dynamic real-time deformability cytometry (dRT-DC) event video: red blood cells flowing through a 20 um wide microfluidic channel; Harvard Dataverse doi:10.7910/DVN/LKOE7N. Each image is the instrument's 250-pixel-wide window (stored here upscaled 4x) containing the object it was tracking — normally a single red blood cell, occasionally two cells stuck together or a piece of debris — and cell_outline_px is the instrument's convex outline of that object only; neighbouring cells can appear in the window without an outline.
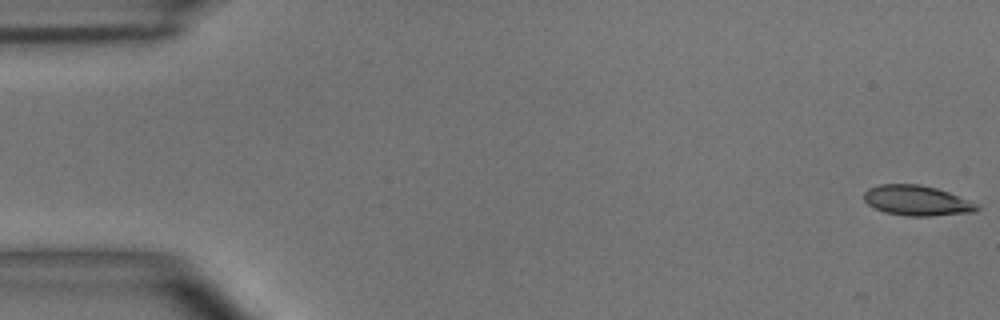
{"species": "common noctule bat (a hibernating species)", "species_latin": "Nyctalus noctula", "temperature_condition": "room temperature", "stored_images_in_passage": 17, "camera_frame_rate_fps": 3000, "um_per_image_px": 0.085, "animal": {"sex": "male", "body_mass_g": 15.6}, "frame": {"image": 1, "passage_image": 1, "time_ms": 0.0, "image_size_px": [1000, 320], "cell_outline_px": [[980, 208], [976, 212], [932, 216], [908, 216], [884, 212], [868, 204], [864, 200], [864, 192], [868, 188], [880, 184], [916, 184], [936, 188], [948, 192], [980, 204]], "centroid_in_image_um": [77.96, 17.05], "position_along_channel_um": 7.0, "area_um2": 19.94}}
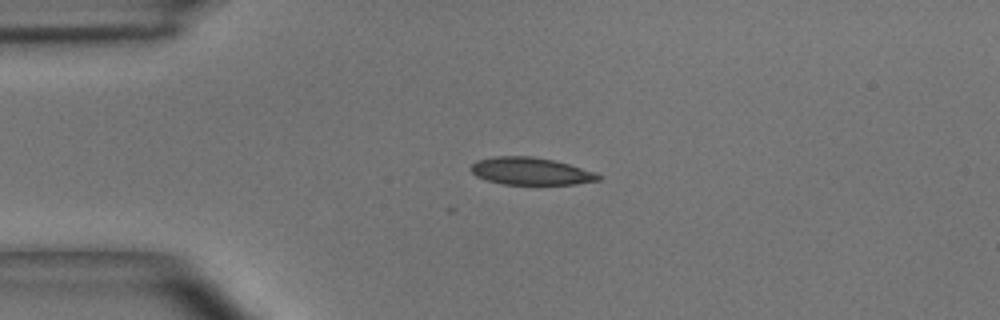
{"frame": {"image": 2, "passage_image": 12, "time_ms": 3.667, "image_size_px": [1000, 320], "cell_outline_px": [[600, 180], [576, 184], [504, 184], [488, 180], [476, 176], [468, 168], [476, 160], [496, 156], [532, 156], [552, 160], [568, 164], [592, 172], [600, 176]], "centroid_in_image_um": [45.05, 14.54], "position_along_channel_um": 40.0, "area_um2": 20.06}}
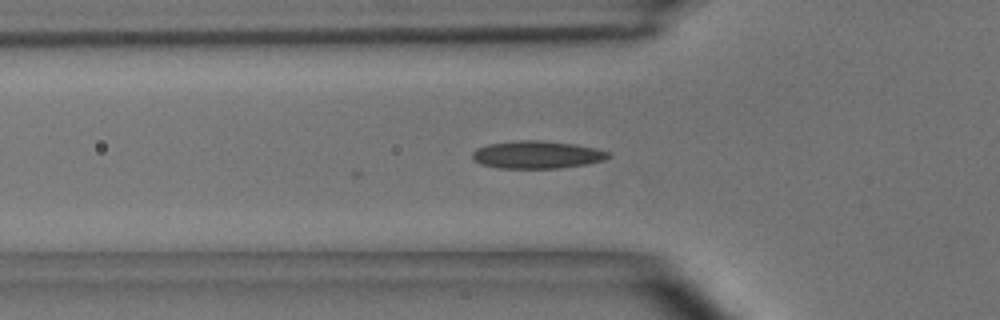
{"frame": {"image": 3, "passage_image": 17, "time_ms": 5.333, "image_size_px": [1000, 320], "cell_outline_px": [[612, 156], [604, 160], [584, 164], [560, 168], [500, 168], [480, 164], [472, 160], [472, 152], [476, 148], [488, 144], [516, 140], [544, 140], [576, 144], [596, 148], [612, 152]], "centroid_in_image_um": [45.65, 13.14], "position_along_channel_um": 80.2, "area_um2": 22.2}}